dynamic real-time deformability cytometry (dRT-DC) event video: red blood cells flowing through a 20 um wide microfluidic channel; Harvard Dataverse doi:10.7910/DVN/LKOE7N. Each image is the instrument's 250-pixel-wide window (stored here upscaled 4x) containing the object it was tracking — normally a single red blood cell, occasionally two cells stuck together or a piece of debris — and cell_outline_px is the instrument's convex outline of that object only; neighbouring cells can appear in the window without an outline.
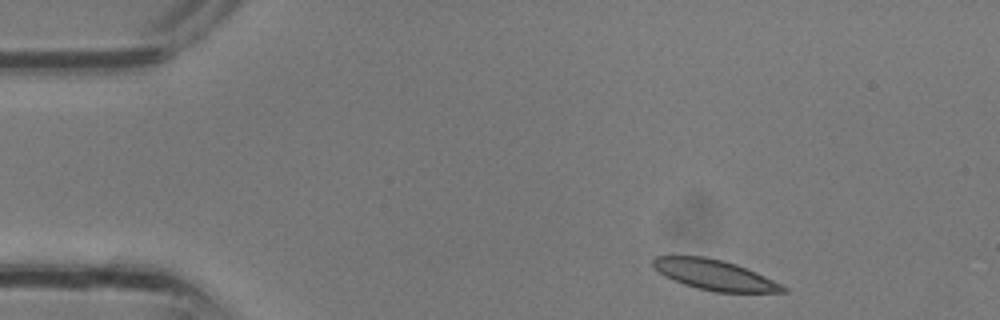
{"species": "common noctule bat (a hibernating species)", "species_latin": "Nyctalus noctula", "temperature_condition": "room temperature", "stored_images_in_passage": 3, "camera_frame_rate_fps": 3000, "um_per_image_px": 0.085, "animal": {"sex": "male", "body_mass_g": 13.3}, "frame": {"image": 1, "passage_image": 3, "time_ms": 0.667, "image_size_px": [1000, 320], "cell_outline_px": [[788, 292], [716, 292], [684, 284], [664, 276], [652, 264], [652, 260], [656, 256], [704, 256], [724, 260], [736, 264], [756, 272], [788, 288]], "centroid_in_image_um": [60.74, 23.36], "position_along_channel_um": 24.3, "area_um2": 22.66}}